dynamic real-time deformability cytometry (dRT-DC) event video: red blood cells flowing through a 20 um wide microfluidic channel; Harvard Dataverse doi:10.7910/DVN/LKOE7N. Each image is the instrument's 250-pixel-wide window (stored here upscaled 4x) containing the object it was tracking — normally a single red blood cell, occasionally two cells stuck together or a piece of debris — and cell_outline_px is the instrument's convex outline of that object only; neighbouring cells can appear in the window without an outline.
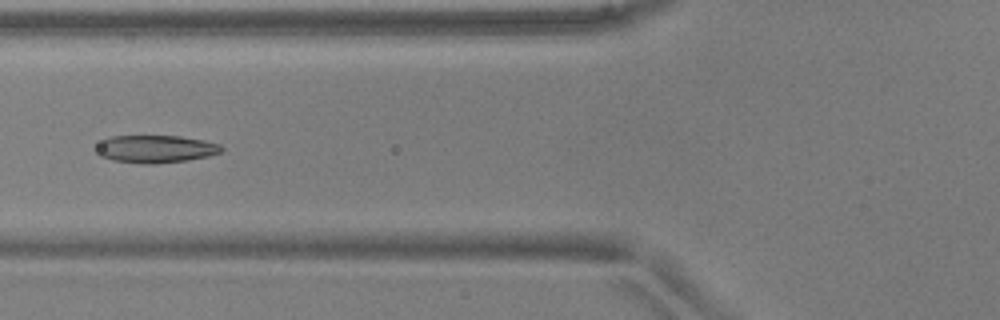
{"species": "common noctule bat (a hibernating species)", "species_latin": "Nyctalus noctula", "temperature_condition": "warm", "stored_images_in_passage": 30, "camera_frame_rate_fps": 3000, "um_per_image_px": 0.085, "animal": {"sex": "male", "body_mass_g": 17.9, "forearm_length_mm": 54.2}, "frame": {"image": 1, "passage_image": 5, "time_ms": 1.333, "image_size_px": [1000, 320], "cell_outline_px": [[224, 148], [220, 152], [208, 156], [188, 160], [152, 164], [148, 164], [112, 160], [100, 156], [96, 152], [96, 148], [104, 140], [112, 136], [180, 136], [204, 140], [220, 144]], "centroid_in_image_um": [13.25, 12.66], "position_along_channel_um": 112.5, "area_um2": 20.0}, "authors_computed_cell_mechanics": {"area_um2": 20.1722, "velocity_mm_per_s": 3.9098, "shape_relaxation_time_tau1_ms": 4.517, "shape_relaxation_time_tau2_ms": 1.3599, "deformation_change_tau1": 0.1863, "deformation_change_tau2": 0.0847}}